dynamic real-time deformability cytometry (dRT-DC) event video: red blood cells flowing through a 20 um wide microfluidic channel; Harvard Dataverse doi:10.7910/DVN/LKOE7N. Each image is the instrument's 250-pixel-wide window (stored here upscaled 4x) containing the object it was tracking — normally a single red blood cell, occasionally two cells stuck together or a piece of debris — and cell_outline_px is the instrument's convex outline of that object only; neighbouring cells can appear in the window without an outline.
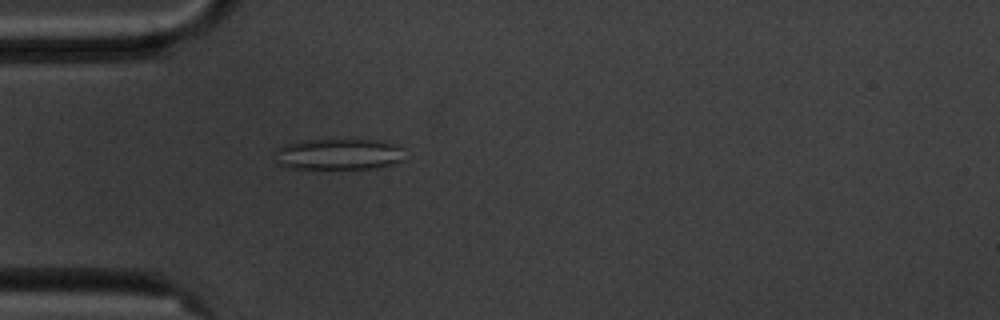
{"species": "common noctule bat (a hibernating species)", "species_latin": "Nyctalus noctula", "temperature_condition": "cold", "stored_images_in_passage": 5, "camera_frame_rate_fps": 3000, "um_per_image_px": 0.085, "animal": {"sex": "male", "body_mass_g": 20.1, "forearm_length_mm": 53.5}, "frame": {"image": 1, "passage_image": 5, "time_ms": 4.667, "image_size_px": [1000, 320], "cell_outline_px": [[404, 148], [400, 160], [392, 164], [376, 168], [320, 172], [288, 168], [276, 164], [276, 148], [284, 144], [304, 140], [380, 140], [396, 144]], "centroid_in_image_um": [28.7, 13.17], "position_along_channel_um": 56.3, "area_um2": 24.8}}